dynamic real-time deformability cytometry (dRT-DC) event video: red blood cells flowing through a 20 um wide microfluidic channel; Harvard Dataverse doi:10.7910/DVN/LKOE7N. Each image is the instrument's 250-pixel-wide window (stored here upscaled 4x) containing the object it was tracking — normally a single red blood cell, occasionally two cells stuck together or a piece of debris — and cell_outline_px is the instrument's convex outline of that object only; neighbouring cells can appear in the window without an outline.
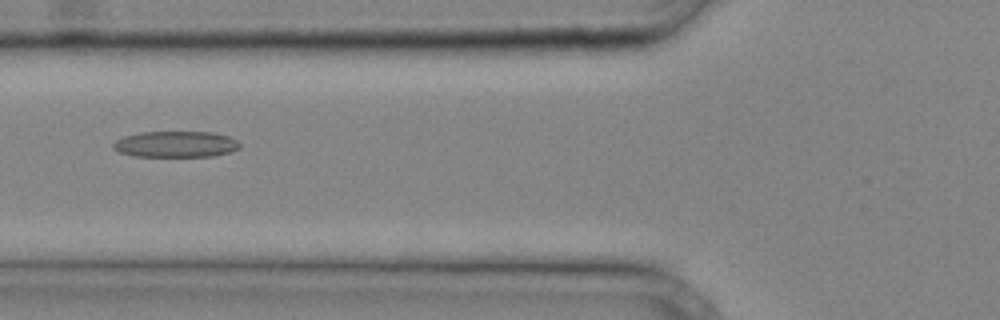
{"species": "common noctule bat (a hibernating species)", "species_latin": "Nyctalus noctula", "temperature_condition": "cold", "stored_images_in_passage": 15, "camera_frame_rate_fps": 3000, "um_per_image_px": 0.085, "animal": {"sex": "male", "body_mass_g": 20.4}, "frame": {"image": 1, "passage_image": 12, "time_ms": 3.667, "image_size_px": [1000, 320], "cell_outline_px": [[240, 148], [228, 152], [212, 156], [132, 156], [120, 152], [112, 148], [112, 144], [116, 140], [124, 136], [140, 132], [212, 132], [228, 136], [236, 140], [240, 144]], "centroid_in_image_um": [14.91, 12.25], "position_along_channel_um": 110.9, "area_um2": 19.19}}